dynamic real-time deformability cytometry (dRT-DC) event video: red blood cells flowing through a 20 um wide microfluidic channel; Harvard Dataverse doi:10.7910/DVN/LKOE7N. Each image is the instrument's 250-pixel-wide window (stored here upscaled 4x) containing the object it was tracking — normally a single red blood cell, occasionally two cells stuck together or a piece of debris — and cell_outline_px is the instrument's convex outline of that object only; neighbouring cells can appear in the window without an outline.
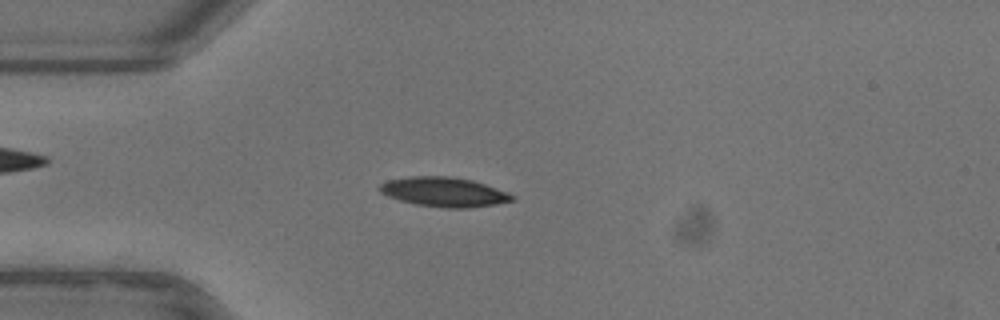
{"species": "common noctule bat (a hibernating species)", "species_latin": "Nyctalus noctula", "temperature_condition": "warm", "stored_images_in_passage": 51, "camera_frame_rate_fps": 3000, "um_per_image_px": 0.085, "animal": {"sex": "female"}, "frame": {"image": 1, "passage_image": 13, "time_ms": 4.0, "image_size_px": [1000, 320], "cell_outline_px": [[516, 200], [496, 204], [468, 208], [448, 208], [416, 204], [400, 200], [388, 196], [380, 192], [380, 184], [388, 180], [408, 176], [452, 176], [472, 180], [508, 192], [516, 196]], "centroid_in_image_um": [37.77, 16.31], "position_along_channel_um": 47.2, "area_um2": 22.77}}
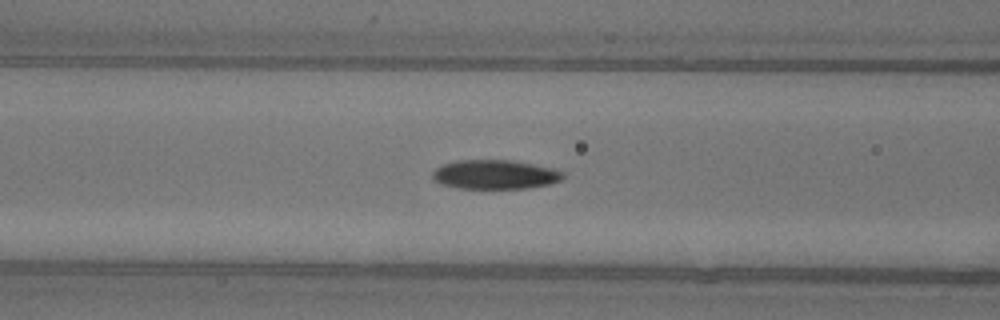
{"frame": {"image": 2, "passage_image": 20, "time_ms": 6.333, "image_size_px": [1000, 320], "cell_outline_px": [[564, 176], [560, 180], [548, 184], [528, 188], [460, 188], [440, 184], [432, 176], [432, 172], [436, 168], [444, 164], [456, 160], [512, 160], [552, 168], [564, 172]], "centroid_in_image_um": [42.07, 14.83], "position_along_channel_um": 124.5, "area_um2": 22.02}}
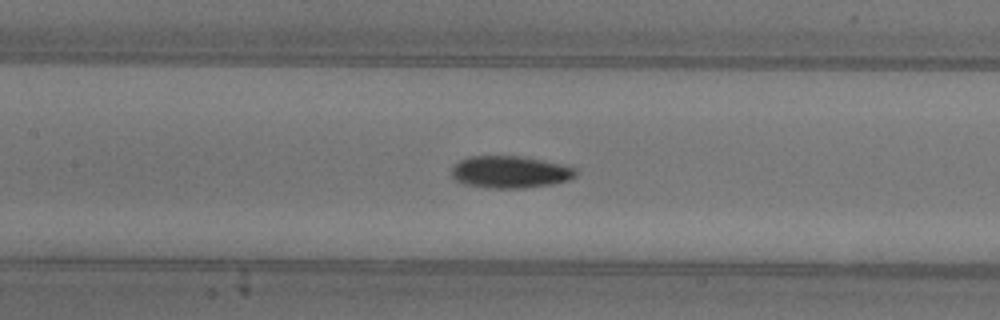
{"frame": {"image": 3, "passage_image": 23, "time_ms": 7.333, "image_size_px": [1000, 320], "cell_outline_px": [[576, 176], [568, 180], [552, 184], [524, 188], [484, 188], [464, 184], [456, 180], [452, 176], [452, 168], [460, 160], [468, 156], [520, 156], [560, 164], [576, 168]], "centroid_in_image_um": [43.34, 14.63], "position_along_channel_um": 164.1, "area_um2": 23.18}, "authors_computed_cell_mechanics": {"area_um2": 22.1374, "velocity_mm_per_s": 3.9264, "shape_relaxation_time_tau1_ms": 5.8484, "shape_relaxation_time_tau2_ms": 3.2951, "deformation_change_tau1": 0.1881, "deformation_change_tau2": 0.082}}